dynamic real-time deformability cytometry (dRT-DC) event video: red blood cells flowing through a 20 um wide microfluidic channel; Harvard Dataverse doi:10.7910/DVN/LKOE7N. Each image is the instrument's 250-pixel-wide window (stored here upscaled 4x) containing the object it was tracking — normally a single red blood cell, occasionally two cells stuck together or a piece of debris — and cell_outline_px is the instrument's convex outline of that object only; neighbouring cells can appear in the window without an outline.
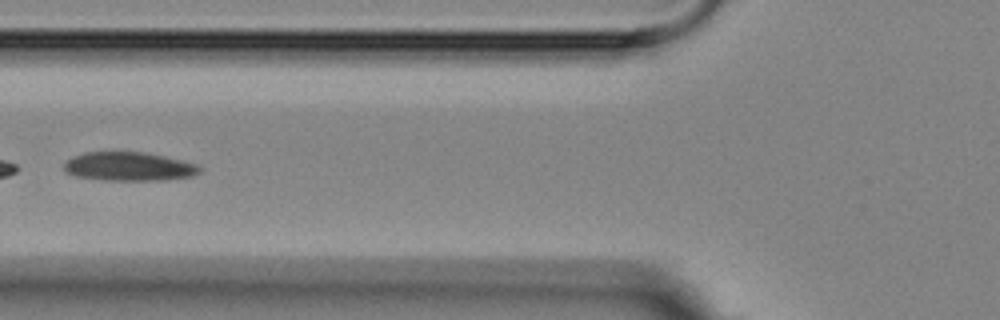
{"species": "Egyptian fruit bat (a non-hibernating species)", "species_latin": "Rousettus aegyptiacus", "temperature_condition": "room temperature", "stored_images_in_passage": 5, "camera_frame_rate_fps": 3000, "um_per_image_px": 0.085, "animal": {"sex": "female"}, "frame": {"image": 1, "passage_image": 5, "time_ms": 6.0, "image_size_px": [1000, 320], "cell_outline_px": [[204, 168], [200, 172], [192, 176], [168, 180], [104, 180], [76, 176], [68, 172], [64, 168], [64, 164], [72, 156], [84, 152], [144, 152], [164, 156], [196, 164]], "centroid_in_image_um": [10.99, 14.15], "position_along_channel_um": 114.8, "area_um2": 22.72}}